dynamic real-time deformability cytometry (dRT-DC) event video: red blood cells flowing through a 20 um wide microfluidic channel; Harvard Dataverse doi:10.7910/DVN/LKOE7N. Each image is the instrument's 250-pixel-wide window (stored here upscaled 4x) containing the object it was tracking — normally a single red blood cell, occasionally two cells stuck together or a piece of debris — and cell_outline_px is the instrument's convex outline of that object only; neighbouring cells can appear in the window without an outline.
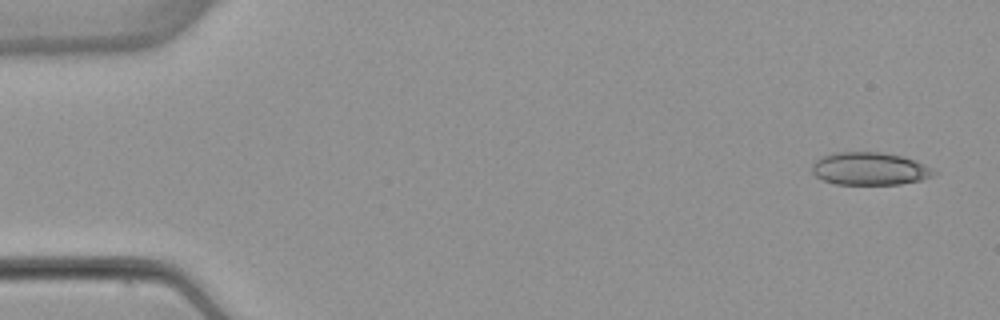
{"species": "common noctule bat (a hibernating species)", "species_latin": "Nyctalus noctula", "temperature_condition": "warm", "stored_images_in_passage": 4, "camera_frame_rate_fps": 3000, "um_per_image_px": 0.085, "animal": {"sex": "female", "body_mass_g": 22.7, "forearm_length_mm": 54.2}, "frame": {"image": 1, "passage_image": 1, "time_ms": 0.0, "image_size_px": [1000, 320], "cell_outline_px": [[940, 172], [936, 176], [920, 180], [900, 184], [832, 184], [816, 176], [812, 172], [812, 164], [820, 156], [836, 152], [884, 152], [916, 160]], "centroid_in_image_um": [73.95, 14.34], "position_along_channel_um": 11.0, "area_um2": 23.52}}
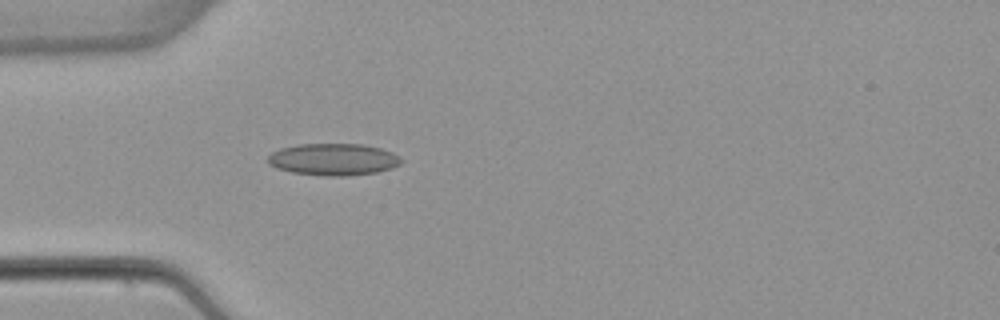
{"frame": {"image": 2, "passage_image": 4, "time_ms": 4.333, "image_size_px": [1000, 320], "cell_outline_px": [[404, 160], [400, 164], [392, 168], [376, 172], [344, 176], [324, 176], [292, 172], [276, 168], [268, 164], [268, 156], [272, 152], [280, 148], [300, 144], [360, 144], [380, 148], [392, 152], [400, 156]], "centroid_in_image_um": [28.34, 13.55], "position_along_channel_um": 56.7, "area_um2": 24.85}}